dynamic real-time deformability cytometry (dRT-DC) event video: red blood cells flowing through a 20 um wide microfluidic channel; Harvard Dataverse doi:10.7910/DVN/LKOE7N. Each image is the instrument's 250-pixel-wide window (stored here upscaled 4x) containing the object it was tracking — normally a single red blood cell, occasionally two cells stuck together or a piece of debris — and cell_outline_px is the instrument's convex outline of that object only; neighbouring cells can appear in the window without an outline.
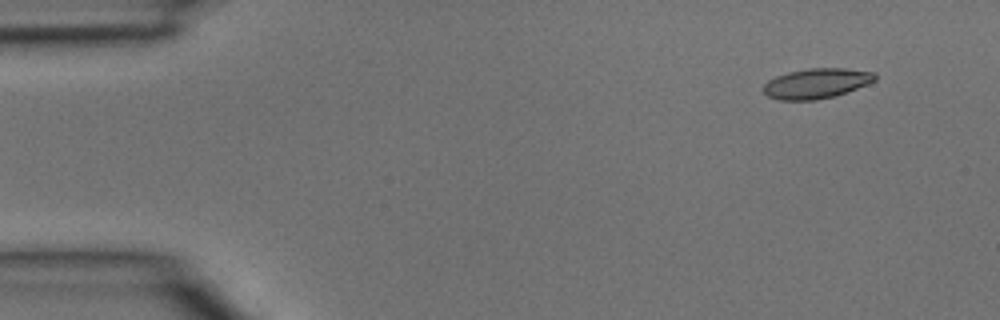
{"species": "common noctule bat (a hibernating species)", "species_latin": "Nyctalus noctula", "temperature_condition": "room temperature", "stored_images_in_passage": 3, "camera_frame_rate_fps": 3000, "um_per_image_px": 0.085, "animal": {"sex": "male", "body_mass_g": 15.6}, "frame": {"image": 1, "passage_image": 1, "time_ms": 0.0, "image_size_px": [1000, 320], "cell_outline_px": [[876, 80], [868, 84], [836, 96], [816, 100], [780, 100], [768, 96], [764, 92], [764, 84], [768, 80], [776, 76], [788, 72], [808, 68], [844, 68], [876, 72]], "centroid_in_image_um": [69.42, 7.09], "position_along_channel_um": 15.6, "area_um2": 19.65}}